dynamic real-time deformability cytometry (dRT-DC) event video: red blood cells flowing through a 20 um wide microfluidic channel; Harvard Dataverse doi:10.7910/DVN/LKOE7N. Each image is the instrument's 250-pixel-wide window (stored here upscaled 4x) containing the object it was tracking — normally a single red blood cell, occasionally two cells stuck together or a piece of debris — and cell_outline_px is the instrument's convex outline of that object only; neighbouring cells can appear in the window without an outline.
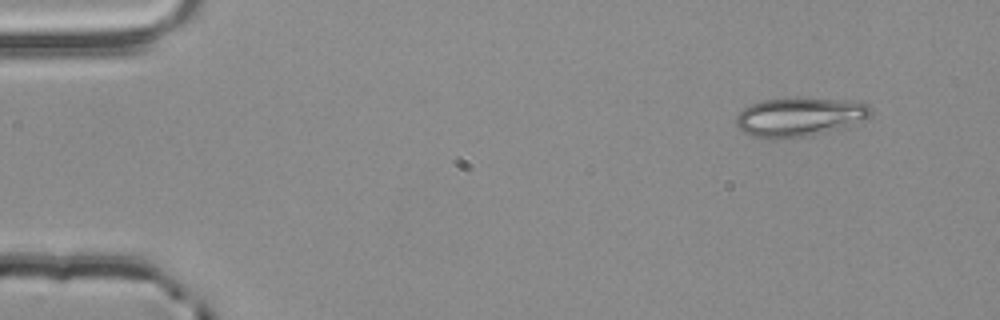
{"species": "common noctule bat (a hibernating species)", "species_latin": "Nyctalus noctula", "temperature_condition": "room temperature", "stored_images_in_passage": 2, "camera_frame_rate_fps": 3000, "um_per_image_px": 0.085, "animal": {"sex": "male", "body_mass_g": 20.4}, "frame": {"image": 1, "passage_image": 1, "time_ms": 0.0, "image_size_px": [1000, 320], "cell_outline_px": [[872, 112], [868, 116], [836, 128], [808, 136], [752, 136], [744, 132], [736, 124], [736, 116], [748, 104], [764, 100], [784, 96], [796, 96], [844, 100], [868, 104], [872, 108]], "centroid_in_image_um": [67.89, 9.85], "position_along_channel_um": 17.1, "area_um2": 29.82}}